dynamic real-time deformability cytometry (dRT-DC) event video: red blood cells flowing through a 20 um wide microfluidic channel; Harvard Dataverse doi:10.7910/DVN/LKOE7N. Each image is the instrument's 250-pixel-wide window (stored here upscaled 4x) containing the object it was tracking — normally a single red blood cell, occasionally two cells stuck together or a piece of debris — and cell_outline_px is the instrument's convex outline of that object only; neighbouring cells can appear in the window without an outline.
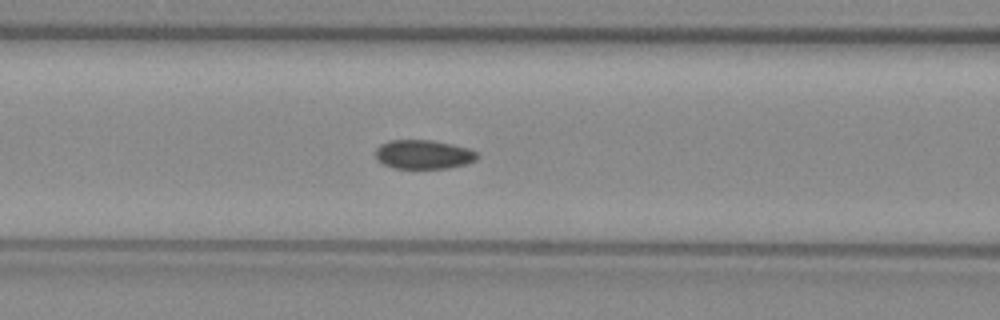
{"species": "common noctule bat (a hibernating species)", "species_latin": "Nyctalus noctula", "temperature_condition": "warm", "stored_images_in_passage": 30, "camera_frame_rate_fps": 3000, "um_per_image_px": 0.085, "animal": {"sex": "female", "body_mass_g": 29.2, "forearm_length_mm": 56.3}, "frame": {"image": 1, "passage_image": 13, "time_ms": 4.0, "image_size_px": [1000, 320], "cell_outline_px": [[480, 156], [476, 160], [464, 164], [448, 168], [392, 168], [376, 160], [376, 148], [380, 144], [388, 140], [432, 140], [452, 144], [468, 148], [476, 152]], "centroid_in_image_um": [35.98, 13.12], "position_along_channel_um": 130.6, "area_um2": 17.28}}
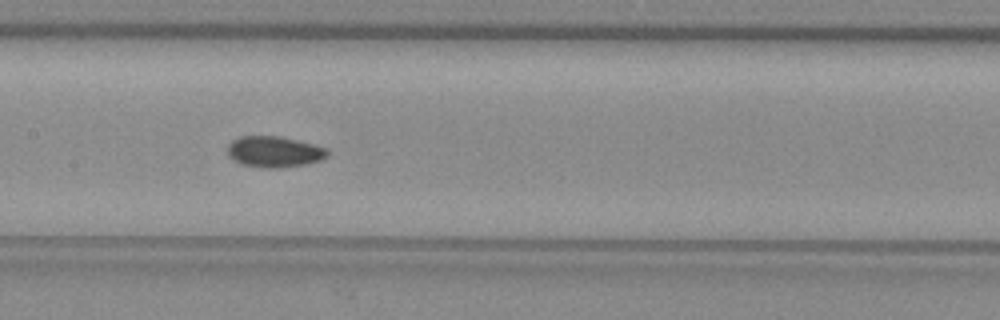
{"frame": {"image": 2, "passage_image": 17, "time_ms": 5.333, "image_size_px": [1000, 320], "cell_outline_px": [[328, 156], [320, 160], [304, 164], [284, 168], [264, 168], [240, 164], [228, 156], [228, 144], [232, 140], [240, 136], [280, 136], [316, 144], [328, 148]], "centroid_in_image_um": [23.32, 12.89], "position_along_channel_um": 184.1, "area_um2": 18.32}}